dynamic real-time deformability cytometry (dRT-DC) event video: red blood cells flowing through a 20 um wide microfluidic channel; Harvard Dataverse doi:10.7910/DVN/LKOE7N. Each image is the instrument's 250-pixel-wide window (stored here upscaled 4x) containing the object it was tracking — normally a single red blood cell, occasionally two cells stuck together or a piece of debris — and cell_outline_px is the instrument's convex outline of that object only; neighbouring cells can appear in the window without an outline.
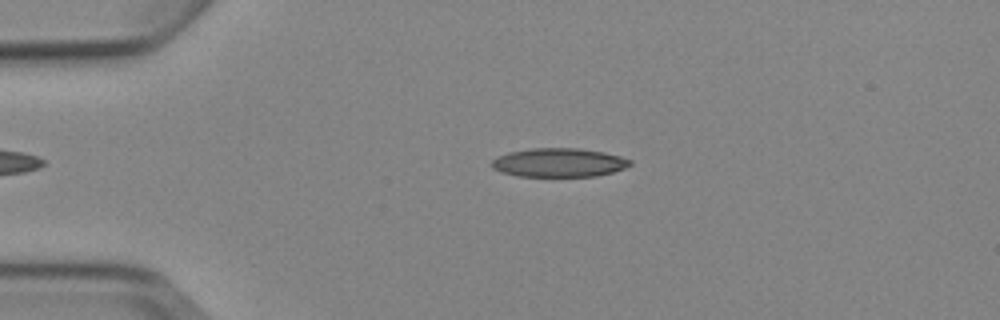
{"species": "Egyptian fruit bat (a non-hibernating species)", "species_latin": "Rousettus aegyptiacus", "temperature_condition": "cold", "stored_images_in_passage": 2, "camera_frame_rate_fps": 3000, "um_per_image_px": 0.085, "animal": {"sex": "female"}, "frame": {"image": 1, "passage_image": 1, "time_ms": 0.0, "image_size_px": [1000, 320], "cell_outline_px": [[632, 164], [624, 168], [612, 172], [596, 176], [520, 176], [500, 172], [492, 168], [492, 160], [508, 152], [532, 148], [580, 148], [604, 152], [620, 156], [632, 160]], "centroid_in_image_um": [47.52, 13.81], "position_along_channel_um": 37.5, "area_um2": 23.18}}